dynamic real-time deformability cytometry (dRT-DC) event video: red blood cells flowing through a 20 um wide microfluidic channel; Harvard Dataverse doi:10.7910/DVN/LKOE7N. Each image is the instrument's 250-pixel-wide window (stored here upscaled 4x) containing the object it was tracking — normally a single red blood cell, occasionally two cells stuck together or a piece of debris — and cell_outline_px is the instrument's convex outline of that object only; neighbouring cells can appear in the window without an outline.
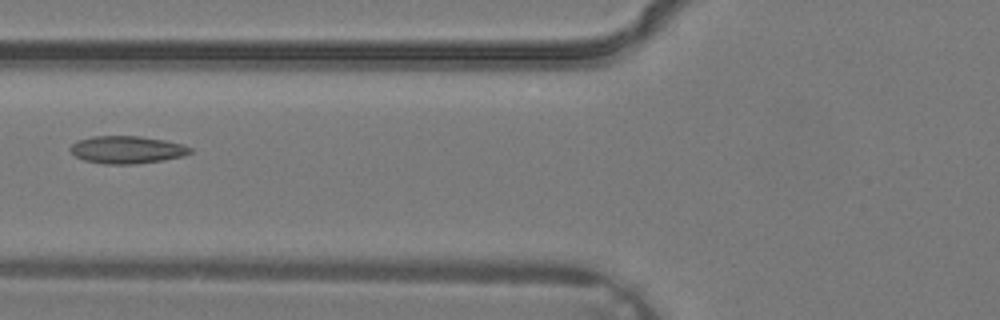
{"species": "common noctule bat (a hibernating species)", "species_latin": "Nyctalus noctula", "temperature_condition": "warm", "stored_images_in_passage": 5, "camera_frame_rate_fps": 3000, "um_per_image_px": 0.085, "animal": {"sex": "male", "body_mass_g": 19.2, "forearm_length_mm": 51.8}, "frame": {"image": 1, "passage_image": 5, "time_ms": 1.333, "image_size_px": [1000, 320], "cell_outline_px": [[192, 152], [184, 156], [164, 160], [136, 164], [104, 164], [84, 160], [76, 156], [68, 148], [76, 140], [92, 136], [140, 136], [164, 140], [184, 144], [192, 148]], "centroid_in_image_um": [10.8, 12.72], "position_along_channel_um": 115.0, "area_um2": 19.42}}